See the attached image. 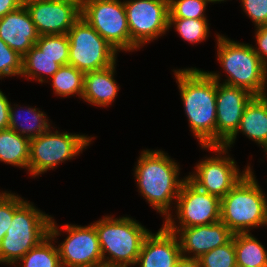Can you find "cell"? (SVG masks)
I'll return each mask as SVG.
<instances>
[{
	"label": "cell",
	"mask_w": 267,
	"mask_h": 267,
	"mask_svg": "<svg viewBox=\"0 0 267 267\" xmlns=\"http://www.w3.org/2000/svg\"><path fill=\"white\" fill-rule=\"evenodd\" d=\"M11 102L8 97L0 90V130L9 127V109Z\"/></svg>",
	"instance_id": "cell-35"
},
{
	"label": "cell",
	"mask_w": 267,
	"mask_h": 267,
	"mask_svg": "<svg viewBox=\"0 0 267 267\" xmlns=\"http://www.w3.org/2000/svg\"><path fill=\"white\" fill-rule=\"evenodd\" d=\"M20 6L18 0H0V19Z\"/></svg>",
	"instance_id": "cell-36"
},
{
	"label": "cell",
	"mask_w": 267,
	"mask_h": 267,
	"mask_svg": "<svg viewBox=\"0 0 267 267\" xmlns=\"http://www.w3.org/2000/svg\"><path fill=\"white\" fill-rule=\"evenodd\" d=\"M234 247L237 267H267V250L251 232L235 233Z\"/></svg>",
	"instance_id": "cell-23"
},
{
	"label": "cell",
	"mask_w": 267,
	"mask_h": 267,
	"mask_svg": "<svg viewBox=\"0 0 267 267\" xmlns=\"http://www.w3.org/2000/svg\"><path fill=\"white\" fill-rule=\"evenodd\" d=\"M175 205L176 215L171 213L163 221L166 228L195 227L220 221L221 199L200 190L188 178L182 183Z\"/></svg>",
	"instance_id": "cell-12"
},
{
	"label": "cell",
	"mask_w": 267,
	"mask_h": 267,
	"mask_svg": "<svg viewBox=\"0 0 267 267\" xmlns=\"http://www.w3.org/2000/svg\"><path fill=\"white\" fill-rule=\"evenodd\" d=\"M182 257L175 233L164 225L156 233L145 237L136 265L139 267H175Z\"/></svg>",
	"instance_id": "cell-17"
},
{
	"label": "cell",
	"mask_w": 267,
	"mask_h": 267,
	"mask_svg": "<svg viewBox=\"0 0 267 267\" xmlns=\"http://www.w3.org/2000/svg\"><path fill=\"white\" fill-rule=\"evenodd\" d=\"M175 267H200V264L197 258H188L182 256Z\"/></svg>",
	"instance_id": "cell-37"
},
{
	"label": "cell",
	"mask_w": 267,
	"mask_h": 267,
	"mask_svg": "<svg viewBox=\"0 0 267 267\" xmlns=\"http://www.w3.org/2000/svg\"><path fill=\"white\" fill-rule=\"evenodd\" d=\"M21 6L26 7L27 5L34 3V2H42V1H48V0H18Z\"/></svg>",
	"instance_id": "cell-38"
},
{
	"label": "cell",
	"mask_w": 267,
	"mask_h": 267,
	"mask_svg": "<svg viewBox=\"0 0 267 267\" xmlns=\"http://www.w3.org/2000/svg\"><path fill=\"white\" fill-rule=\"evenodd\" d=\"M69 38L68 64L86 73L110 67L116 63L118 51L82 17L67 33Z\"/></svg>",
	"instance_id": "cell-8"
},
{
	"label": "cell",
	"mask_w": 267,
	"mask_h": 267,
	"mask_svg": "<svg viewBox=\"0 0 267 267\" xmlns=\"http://www.w3.org/2000/svg\"><path fill=\"white\" fill-rule=\"evenodd\" d=\"M209 0H169V19H207Z\"/></svg>",
	"instance_id": "cell-29"
},
{
	"label": "cell",
	"mask_w": 267,
	"mask_h": 267,
	"mask_svg": "<svg viewBox=\"0 0 267 267\" xmlns=\"http://www.w3.org/2000/svg\"><path fill=\"white\" fill-rule=\"evenodd\" d=\"M131 52L164 36L169 30V0H124Z\"/></svg>",
	"instance_id": "cell-13"
},
{
	"label": "cell",
	"mask_w": 267,
	"mask_h": 267,
	"mask_svg": "<svg viewBox=\"0 0 267 267\" xmlns=\"http://www.w3.org/2000/svg\"><path fill=\"white\" fill-rule=\"evenodd\" d=\"M217 61L226 79L222 83L241 87L255 96L267 95V66L254 52L252 44H246L216 34Z\"/></svg>",
	"instance_id": "cell-6"
},
{
	"label": "cell",
	"mask_w": 267,
	"mask_h": 267,
	"mask_svg": "<svg viewBox=\"0 0 267 267\" xmlns=\"http://www.w3.org/2000/svg\"><path fill=\"white\" fill-rule=\"evenodd\" d=\"M255 28V42L257 46H253V50L267 66V25Z\"/></svg>",
	"instance_id": "cell-34"
},
{
	"label": "cell",
	"mask_w": 267,
	"mask_h": 267,
	"mask_svg": "<svg viewBox=\"0 0 267 267\" xmlns=\"http://www.w3.org/2000/svg\"><path fill=\"white\" fill-rule=\"evenodd\" d=\"M116 63L108 68L84 74L82 100L97 107H109L118 96L120 86L115 80Z\"/></svg>",
	"instance_id": "cell-20"
},
{
	"label": "cell",
	"mask_w": 267,
	"mask_h": 267,
	"mask_svg": "<svg viewBox=\"0 0 267 267\" xmlns=\"http://www.w3.org/2000/svg\"><path fill=\"white\" fill-rule=\"evenodd\" d=\"M267 195L252 168L221 198L220 221L234 234L267 226Z\"/></svg>",
	"instance_id": "cell-4"
},
{
	"label": "cell",
	"mask_w": 267,
	"mask_h": 267,
	"mask_svg": "<svg viewBox=\"0 0 267 267\" xmlns=\"http://www.w3.org/2000/svg\"><path fill=\"white\" fill-rule=\"evenodd\" d=\"M35 45L60 66L69 61V38L67 34L40 35Z\"/></svg>",
	"instance_id": "cell-28"
},
{
	"label": "cell",
	"mask_w": 267,
	"mask_h": 267,
	"mask_svg": "<svg viewBox=\"0 0 267 267\" xmlns=\"http://www.w3.org/2000/svg\"><path fill=\"white\" fill-rule=\"evenodd\" d=\"M135 166L133 171L139 193L149 206L163 215L164 219L167 218L173 213L172 205L175 206L187 176L183 179L179 177V163L160 149L141 151Z\"/></svg>",
	"instance_id": "cell-2"
},
{
	"label": "cell",
	"mask_w": 267,
	"mask_h": 267,
	"mask_svg": "<svg viewBox=\"0 0 267 267\" xmlns=\"http://www.w3.org/2000/svg\"><path fill=\"white\" fill-rule=\"evenodd\" d=\"M190 131L201 146H216V80L206 71L174 69Z\"/></svg>",
	"instance_id": "cell-1"
},
{
	"label": "cell",
	"mask_w": 267,
	"mask_h": 267,
	"mask_svg": "<svg viewBox=\"0 0 267 267\" xmlns=\"http://www.w3.org/2000/svg\"><path fill=\"white\" fill-rule=\"evenodd\" d=\"M84 72L70 64L61 65L50 78L51 87L55 95L67 98L78 95L81 99L84 92Z\"/></svg>",
	"instance_id": "cell-25"
},
{
	"label": "cell",
	"mask_w": 267,
	"mask_h": 267,
	"mask_svg": "<svg viewBox=\"0 0 267 267\" xmlns=\"http://www.w3.org/2000/svg\"><path fill=\"white\" fill-rule=\"evenodd\" d=\"M95 139L88 135L52 131L51 127L42 135L30 140L29 174L39 177L55 169L59 164L80 155Z\"/></svg>",
	"instance_id": "cell-7"
},
{
	"label": "cell",
	"mask_w": 267,
	"mask_h": 267,
	"mask_svg": "<svg viewBox=\"0 0 267 267\" xmlns=\"http://www.w3.org/2000/svg\"><path fill=\"white\" fill-rule=\"evenodd\" d=\"M239 132L262 147L267 155V95L251 99L244 109L237 131L223 146L230 150Z\"/></svg>",
	"instance_id": "cell-19"
},
{
	"label": "cell",
	"mask_w": 267,
	"mask_h": 267,
	"mask_svg": "<svg viewBox=\"0 0 267 267\" xmlns=\"http://www.w3.org/2000/svg\"><path fill=\"white\" fill-rule=\"evenodd\" d=\"M175 233L182 256L199 258L204 253L228 243L234 233L221 221L187 228H167Z\"/></svg>",
	"instance_id": "cell-16"
},
{
	"label": "cell",
	"mask_w": 267,
	"mask_h": 267,
	"mask_svg": "<svg viewBox=\"0 0 267 267\" xmlns=\"http://www.w3.org/2000/svg\"><path fill=\"white\" fill-rule=\"evenodd\" d=\"M22 60L23 56L0 39V80L9 76H21Z\"/></svg>",
	"instance_id": "cell-31"
},
{
	"label": "cell",
	"mask_w": 267,
	"mask_h": 267,
	"mask_svg": "<svg viewBox=\"0 0 267 267\" xmlns=\"http://www.w3.org/2000/svg\"><path fill=\"white\" fill-rule=\"evenodd\" d=\"M59 227L52 217L49 235L58 240L62 232L68 234L57 246L62 267H104L98 234L92 223L87 226L68 223L62 229Z\"/></svg>",
	"instance_id": "cell-9"
},
{
	"label": "cell",
	"mask_w": 267,
	"mask_h": 267,
	"mask_svg": "<svg viewBox=\"0 0 267 267\" xmlns=\"http://www.w3.org/2000/svg\"><path fill=\"white\" fill-rule=\"evenodd\" d=\"M39 35L67 34L81 17V0H48L26 6Z\"/></svg>",
	"instance_id": "cell-15"
},
{
	"label": "cell",
	"mask_w": 267,
	"mask_h": 267,
	"mask_svg": "<svg viewBox=\"0 0 267 267\" xmlns=\"http://www.w3.org/2000/svg\"><path fill=\"white\" fill-rule=\"evenodd\" d=\"M198 261L200 267H237L234 235L228 243L204 253Z\"/></svg>",
	"instance_id": "cell-30"
},
{
	"label": "cell",
	"mask_w": 267,
	"mask_h": 267,
	"mask_svg": "<svg viewBox=\"0 0 267 267\" xmlns=\"http://www.w3.org/2000/svg\"><path fill=\"white\" fill-rule=\"evenodd\" d=\"M242 10L252 20L254 27L267 25V0H240Z\"/></svg>",
	"instance_id": "cell-33"
},
{
	"label": "cell",
	"mask_w": 267,
	"mask_h": 267,
	"mask_svg": "<svg viewBox=\"0 0 267 267\" xmlns=\"http://www.w3.org/2000/svg\"><path fill=\"white\" fill-rule=\"evenodd\" d=\"M60 68L55 59L45 55L36 45H34L22 60L21 76L27 80H36L45 83L48 76L51 78Z\"/></svg>",
	"instance_id": "cell-24"
},
{
	"label": "cell",
	"mask_w": 267,
	"mask_h": 267,
	"mask_svg": "<svg viewBox=\"0 0 267 267\" xmlns=\"http://www.w3.org/2000/svg\"><path fill=\"white\" fill-rule=\"evenodd\" d=\"M201 148L213 151L215 156L198 161L194 172L189 173L187 178L200 190L221 199L244 177L251 169V165L248 164L241 172L236 165L237 162L230 157L228 149L224 146H201Z\"/></svg>",
	"instance_id": "cell-10"
},
{
	"label": "cell",
	"mask_w": 267,
	"mask_h": 267,
	"mask_svg": "<svg viewBox=\"0 0 267 267\" xmlns=\"http://www.w3.org/2000/svg\"><path fill=\"white\" fill-rule=\"evenodd\" d=\"M13 106L10 105L9 109L8 128L16 131L20 135H23L31 140L42 135L51 127V123L49 122L50 120L47 118L48 116L44 113V111H40L39 108H33L30 106L21 107L18 106V104H14ZM21 112L24 113V117L21 115Z\"/></svg>",
	"instance_id": "cell-21"
},
{
	"label": "cell",
	"mask_w": 267,
	"mask_h": 267,
	"mask_svg": "<svg viewBox=\"0 0 267 267\" xmlns=\"http://www.w3.org/2000/svg\"><path fill=\"white\" fill-rule=\"evenodd\" d=\"M14 216V193L11 191L0 192V244Z\"/></svg>",
	"instance_id": "cell-32"
},
{
	"label": "cell",
	"mask_w": 267,
	"mask_h": 267,
	"mask_svg": "<svg viewBox=\"0 0 267 267\" xmlns=\"http://www.w3.org/2000/svg\"><path fill=\"white\" fill-rule=\"evenodd\" d=\"M92 224L98 234L104 267L136 266L143 241L150 230L132 217L114 218L111 214Z\"/></svg>",
	"instance_id": "cell-3"
},
{
	"label": "cell",
	"mask_w": 267,
	"mask_h": 267,
	"mask_svg": "<svg viewBox=\"0 0 267 267\" xmlns=\"http://www.w3.org/2000/svg\"><path fill=\"white\" fill-rule=\"evenodd\" d=\"M55 243L56 241L48 235L15 263L14 267L16 265L17 267H62Z\"/></svg>",
	"instance_id": "cell-26"
},
{
	"label": "cell",
	"mask_w": 267,
	"mask_h": 267,
	"mask_svg": "<svg viewBox=\"0 0 267 267\" xmlns=\"http://www.w3.org/2000/svg\"><path fill=\"white\" fill-rule=\"evenodd\" d=\"M207 73L216 80V146H223L237 131L244 109L255 95L244 88L220 83L219 72Z\"/></svg>",
	"instance_id": "cell-14"
},
{
	"label": "cell",
	"mask_w": 267,
	"mask_h": 267,
	"mask_svg": "<svg viewBox=\"0 0 267 267\" xmlns=\"http://www.w3.org/2000/svg\"><path fill=\"white\" fill-rule=\"evenodd\" d=\"M52 216L14 193V216L0 244V263L15 265L49 235Z\"/></svg>",
	"instance_id": "cell-5"
},
{
	"label": "cell",
	"mask_w": 267,
	"mask_h": 267,
	"mask_svg": "<svg viewBox=\"0 0 267 267\" xmlns=\"http://www.w3.org/2000/svg\"><path fill=\"white\" fill-rule=\"evenodd\" d=\"M81 17L118 52H131L124 0H81Z\"/></svg>",
	"instance_id": "cell-11"
},
{
	"label": "cell",
	"mask_w": 267,
	"mask_h": 267,
	"mask_svg": "<svg viewBox=\"0 0 267 267\" xmlns=\"http://www.w3.org/2000/svg\"><path fill=\"white\" fill-rule=\"evenodd\" d=\"M30 139L10 128L0 130V162L26 169L29 174Z\"/></svg>",
	"instance_id": "cell-22"
},
{
	"label": "cell",
	"mask_w": 267,
	"mask_h": 267,
	"mask_svg": "<svg viewBox=\"0 0 267 267\" xmlns=\"http://www.w3.org/2000/svg\"><path fill=\"white\" fill-rule=\"evenodd\" d=\"M211 3H221V2H226V0H209Z\"/></svg>",
	"instance_id": "cell-39"
},
{
	"label": "cell",
	"mask_w": 267,
	"mask_h": 267,
	"mask_svg": "<svg viewBox=\"0 0 267 267\" xmlns=\"http://www.w3.org/2000/svg\"><path fill=\"white\" fill-rule=\"evenodd\" d=\"M168 27H174L185 42L193 45L205 41L210 34L208 19H169Z\"/></svg>",
	"instance_id": "cell-27"
},
{
	"label": "cell",
	"mask_w": 267,
	"mask_h": 267,
	"mask_svg": "<svg viewBox=\"0 0 267 267\" xmlns=\"http://www.w3.org/2000/svg\"><path fill=\"white\" fill-rule=\"evenodd\" d=\"M39 36L24 6H20L0 19V39L21 56H24L35 45Z\"/></svg>",
	"instance_id": "cell-18"
}]
</instances>
